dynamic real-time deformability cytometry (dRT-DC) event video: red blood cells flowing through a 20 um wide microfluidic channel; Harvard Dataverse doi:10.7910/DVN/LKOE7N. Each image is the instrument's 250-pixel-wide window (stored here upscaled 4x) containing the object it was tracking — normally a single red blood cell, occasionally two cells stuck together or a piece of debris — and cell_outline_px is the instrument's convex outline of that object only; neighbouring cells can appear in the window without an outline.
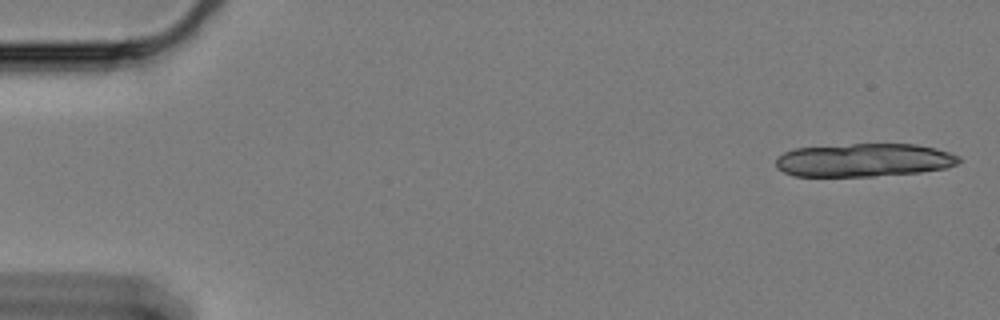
{"species": "Egyptian fruit bat (a non-hibernating species)", "species_latin": "Rousettus aegyptiacus", "temperature_condition": "cold", "stored_images_in_passage": 15, "camera_frame_rate_fps": 3000, "um_per_image_px": 0.085, "animal": {"sex": "female"}, "frame": {"image": 1, "passage_image": 1, "time_ms": 0.0, "image_size_px": [1000, 320], "cell_outline_px": [[960, 160], [956, 164], [948, 168], [920, 172], [872, 176], [792, 176], [784, 172], [776, 164], [776, 156], [784, 152], [796, 148], [852, 144], [916, 144], [936, 148], [960, 156]], "centroid_in_image_um": [73.45, 13.61], "position_along_channel_um": 11.6, "area_um2": 35.49}}